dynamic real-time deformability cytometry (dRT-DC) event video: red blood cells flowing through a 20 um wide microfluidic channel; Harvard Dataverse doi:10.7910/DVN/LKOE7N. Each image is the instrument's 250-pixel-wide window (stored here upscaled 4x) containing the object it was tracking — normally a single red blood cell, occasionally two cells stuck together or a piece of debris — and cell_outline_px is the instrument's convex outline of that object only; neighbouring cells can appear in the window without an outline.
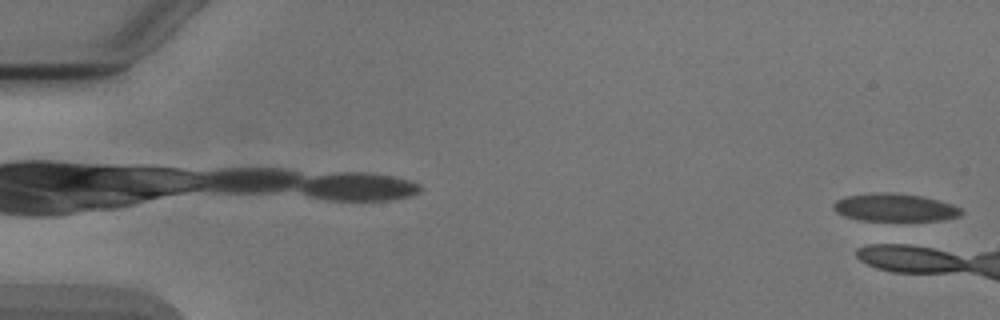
{"species": "Egyptian fruit bat (a non-hibernating species)", "species_latin": "Rousettus aegyptiacus", "temperature_condition": "cold", "stored_images_in_passage": 28, "camera_frame_rate_fps": 3000, "um_per_image_px": 0.085, "animal": {"sex": "male"}, "frame": {"image": 1, "passage_image": 1, "time_ms": 0.0, "image_size_px": [1000, 320], "cell_outline_px": [[964, 212], [960, 216], [940, 220], [860, 220], [844, 216], [836, 212], [832, 208], [832, 204], [836, 200], [848, 196], [872, 192], [892, 192], [920, 196], [952, 204], [960, 208]], "centroid_in_image_um": [76.02, 17.63], "position_along_channel_um": 9.0, "area_um2": 20.63}}
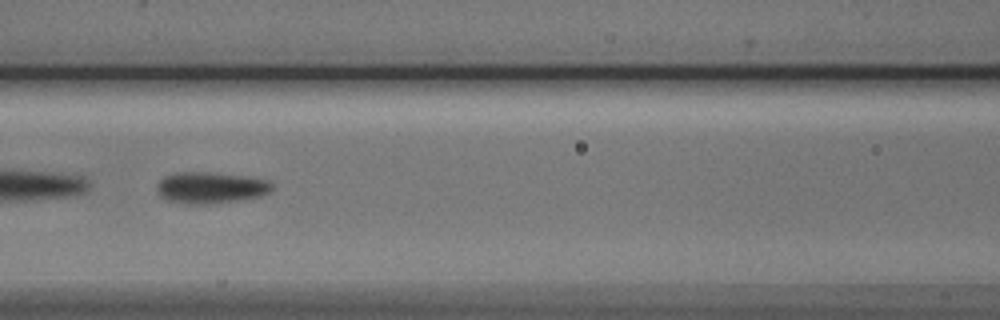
{"frame": {"image": 2, "passage_image": 9, "time_ms": 2.667, "image_size_px": [1000, 320], "cell_outline_px": [[272, 192], [260, 196], [212, 204], [184, 204], [168, 200], [160, 196], [156, 192], [156, 184], [164, 176], [176, 172], [204, 172], [240, 176], [268, 180], [272, 184]], "centroid_in_image_um": [17.85, 15.96], "position_along_channel_um": 148.8, "area_um2": 21.04}, "authors_computed_cell_mechanics": {"area_um2": 20.1433, "velocity_mm_per_s": 3.8753, "shape_relaxation_time_tau1_ms": 1.6149, "shape_relaxation_time_tau2_ms": 2.0923, "deformation_change_tau1": 0.0928, "deformation_change_tau2": 0.0769}}